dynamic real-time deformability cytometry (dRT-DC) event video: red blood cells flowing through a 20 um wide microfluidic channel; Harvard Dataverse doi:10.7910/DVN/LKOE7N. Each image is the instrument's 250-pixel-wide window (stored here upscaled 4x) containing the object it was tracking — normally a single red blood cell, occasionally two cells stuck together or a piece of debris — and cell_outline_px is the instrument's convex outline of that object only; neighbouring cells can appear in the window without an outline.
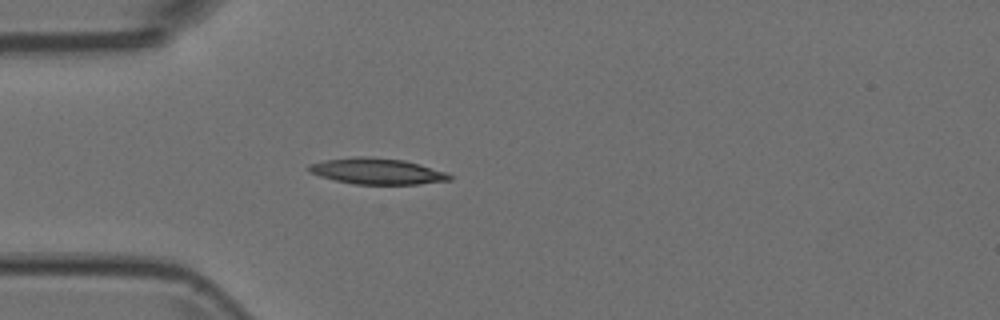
{"species": "Egyptian fruit bat (a non-hibernating species)", "species_latin": "Rousettus aegyptiacus", "temperature_condition": "room temperature", "stored_images_in_passage": 4, "camera_frame_rate_fps": 3000, "um_per_image_px": 0.085, "animal": {"sex": "female"}, "frame": {"image": 1, "passage_image": 4, "time_ms": 1.0, "image_size_px": [1000, 320], "cell_outline_px": [[452, 180], [416, 184], [352, 184], [320, 176], [308, 172], [308, 164], [324, 160], [356, 156], [368, 156], [404, 160], [420, 164], [444, 172], [452, 176]], "centroid_in_image_um": [32.01, 14.55], "position_along_channel_um": 53.0, "area_um2": 21.33}}